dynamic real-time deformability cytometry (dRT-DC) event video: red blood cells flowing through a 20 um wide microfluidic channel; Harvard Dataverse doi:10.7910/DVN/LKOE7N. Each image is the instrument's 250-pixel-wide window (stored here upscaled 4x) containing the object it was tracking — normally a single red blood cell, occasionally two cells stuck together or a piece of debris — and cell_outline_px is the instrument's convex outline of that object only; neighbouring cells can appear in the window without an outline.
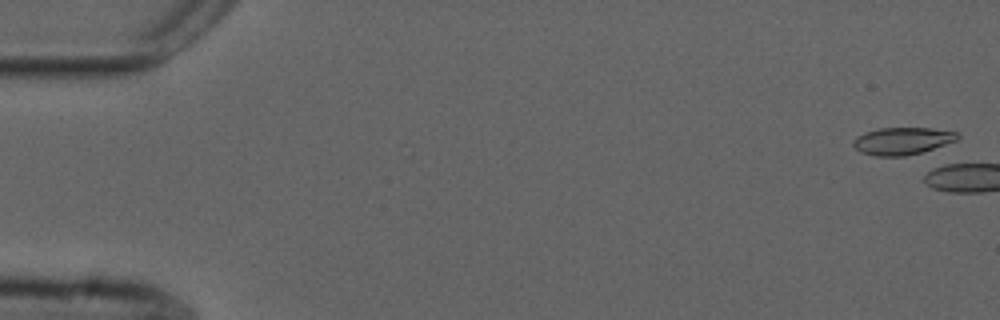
{"species": "common noctule bat (a hibernating species)", "species_latin": "Nyctalus noctula", "temperature_condition": "cold", "stored_images_in_passage": 5, "camera_frame_rate_fps": 3000, "um_per_image_px": 0.085, "animal": {"sex": "male", "forearm_length_mm": 52.5}, "frame": {"image": 1, "passage_image": 2, "time_ms": 0.333, "image_size_px": [1000, 320], "cell_outline_px": [[960, 136], [956, 140], [920, 152], [904, 156], [876, 156], [860, 152], [852, 144], [852, 140], [856, 136], [864, 132], [880, 128], [932, 128], [956, 132]], "centroid_in_image_um": [76.63, 11.97], "position_along_channel_um": 8.4, "area_um2": 16.42}}